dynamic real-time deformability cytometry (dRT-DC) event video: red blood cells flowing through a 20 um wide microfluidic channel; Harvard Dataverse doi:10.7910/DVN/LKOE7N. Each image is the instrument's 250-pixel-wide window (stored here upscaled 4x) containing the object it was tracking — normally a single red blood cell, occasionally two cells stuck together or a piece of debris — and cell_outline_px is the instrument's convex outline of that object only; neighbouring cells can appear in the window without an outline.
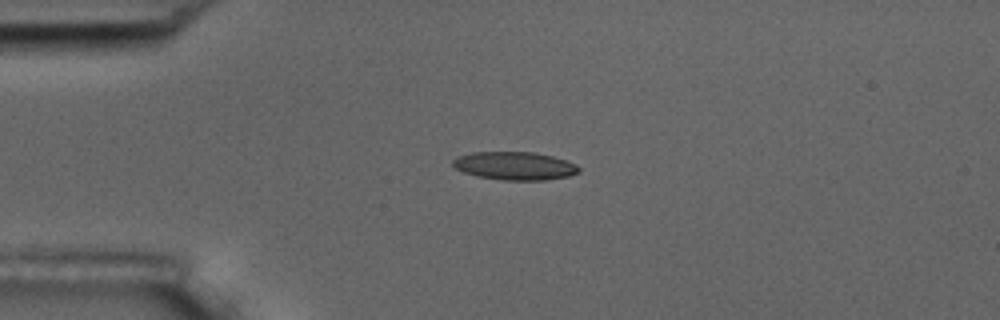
{"species": "common noctule bat (a hibernating species)", "species_latin": "Nyctalus noctula", "temperature_condition": "room temperature", "stored_images_in_passage": 3, "camera_frame_rate_fps": 3000, "um_per_image_px": 0.085, "animal": {"sex": "male", "body_mass_g": 17.5, "forearm_length_mm": 52.3}, "frame": {"image": 1, "passage_image": 1, "time_ms": 0.0, "image_size_px": [1000, 320], "cell_outline_px": [[580, 172], [568, 176], [544, 180], [504, 180], [480, 176], [464, 172], [456, 168], [452, 164], [452, 160], [456, 156], [472, 152], [536, 152], [552, 156], [576, 164], [580, 168]], "centroid_in_image_um": [43.75, 14.09], "position_along_channel_um": 41.2, "area_um2": 20.58}}